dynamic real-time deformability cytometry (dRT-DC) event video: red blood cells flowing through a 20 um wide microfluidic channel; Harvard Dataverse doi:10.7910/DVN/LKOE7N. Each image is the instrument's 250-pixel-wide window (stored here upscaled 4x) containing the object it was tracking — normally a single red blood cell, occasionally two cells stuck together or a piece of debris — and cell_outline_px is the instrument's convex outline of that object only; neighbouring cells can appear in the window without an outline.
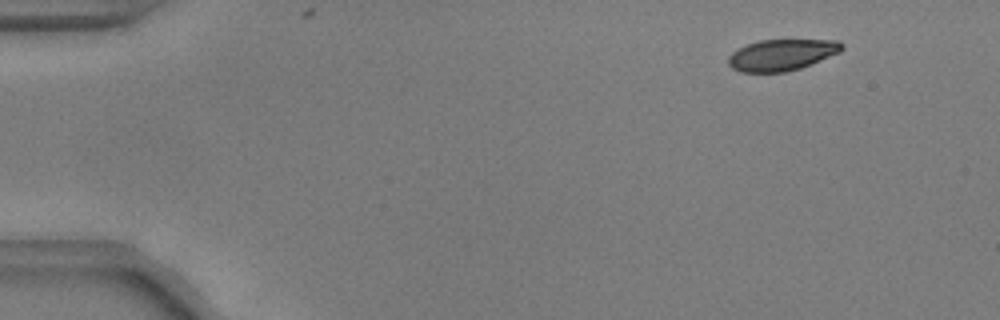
{"species": "common noctule bat (a hibernating species)", "species_latin": "Nyctalus noctula", "temperature_condition": "warm", "stored_images_in_passage": 49, "camera_frame_rate_fps": 3000, "um_per_image_px": 0.085, "animal": {"sex": "male", "body_mass_g": 17.9, "forearm_length_mm": 54.2}, "frame": {"image": 1, "passage_image": 1, "time_ms": 0.0, "image_size_px": [1000, 320], "cell_outline_px": [[844, 48], [840, 52], [800, 68], [784, 72], [740, 72], [732, 68], [728, 64], [728, 56], [736, 48], [760, 40], [840, 40], [844, 44]], "centroid_in_image_um": [66.43, 4.66], "position_along_channel_um": 18.6, "area_um2": 20.75}}
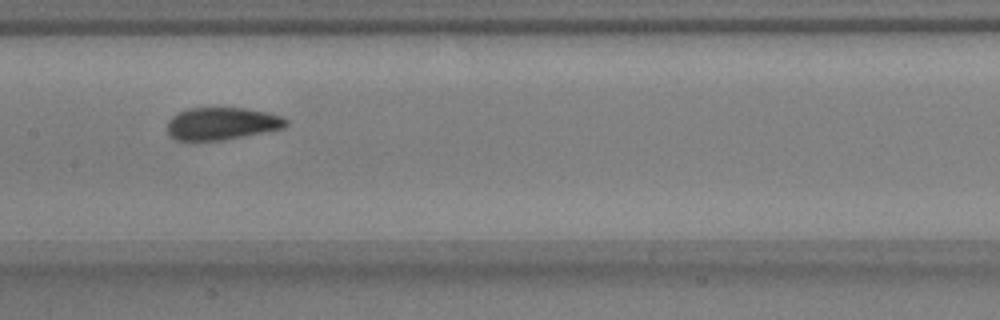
{"frame": {"image": 2, "passage_image": 23, "time_ms": 7.333, "image_size_px": [1000, 320], "cell_outline_px": [[288, 124], [284, 128], [224, 140], [176, 140], [168, 136], [168, 120], [172, 116], [188, 108], [244, 108], [268, 112], [284, 116], [288, 120]], "centroid_in_image_um": [18.88, 10.5], "position_along_channel_um": 188.5, "area_um2": 22.54}}
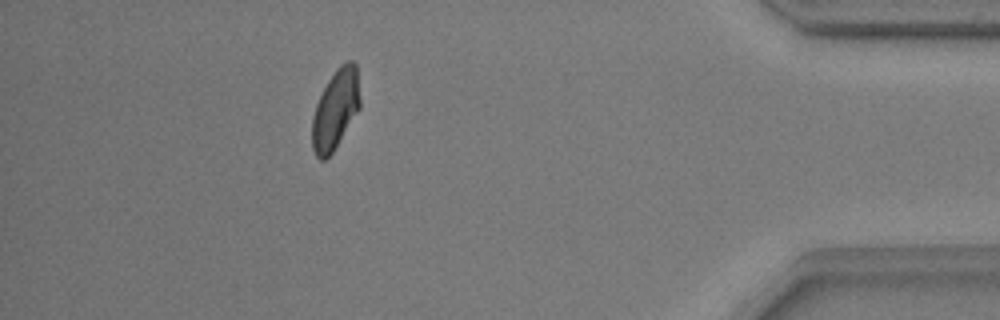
{"frame": {"image": 3, "passage_image": 44, "time_ms": 14.333, "image_size_px": [1000, 320], "cell_outline_px": [[360, 108], [332, 152], [324, 160], [320, 160], [316, 156], [312, 148], [312, 116], [316, 104], [328, 80], [336, 68], [340, 64], [348, 60], [352, 60], [356, 64], [360, 100]], "centroid_in_image_um": [28.51, 9.28], "position_along_channel_um": 406.7, "area_um2": 22.08}, "authors_computed_cell_mechanics": {"area_um2": 22.542, "velocity_mm_per_s": 3.747, "shape_relaxation_time_tau1_ms": 5.0762, "shape_relaxation_time_tau2_ms": 1.2583, "deformation_change_tau1": 0.1521, "deformation_change_tau2": 0.0505}}